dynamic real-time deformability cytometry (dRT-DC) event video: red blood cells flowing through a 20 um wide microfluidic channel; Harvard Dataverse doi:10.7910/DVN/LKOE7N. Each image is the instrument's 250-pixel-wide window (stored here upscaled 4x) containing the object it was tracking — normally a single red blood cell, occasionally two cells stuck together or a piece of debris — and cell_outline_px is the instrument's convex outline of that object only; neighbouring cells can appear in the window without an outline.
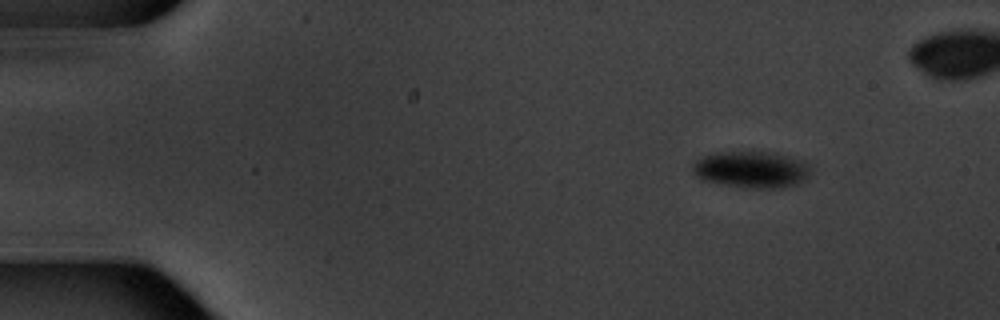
{"species": "common noctule bat (a hibernating species)", "species_latin": "Nyctalus noctula", "temperature_condition": "warm", "stored_images_in_passage": 5, "camera_frame_rate_fps": 3000, "um_per_image_px": 0.085, "animal": {"sex": "male", "body_mass_g": 20.1, "forearm_length_mm": 53.5}, "frame": {"image": 1, "passage_image": 2, "time_ms": 1.0, "image_size_px": [1000, 320], "cell_outline_px": [[812, 172], [800, 184], [784, 188], [744, 188], [704, 180], [696, 176], [692, 172], [692, 164], [696, 160], [704, 156], [720, 152], [764, 152], [784, 156], [808, 164], [812, 168]], "centroid_in_image_um": [63.87, 14.44], "position_along_channel_um": 21.1, "area_um2": 25.03}}